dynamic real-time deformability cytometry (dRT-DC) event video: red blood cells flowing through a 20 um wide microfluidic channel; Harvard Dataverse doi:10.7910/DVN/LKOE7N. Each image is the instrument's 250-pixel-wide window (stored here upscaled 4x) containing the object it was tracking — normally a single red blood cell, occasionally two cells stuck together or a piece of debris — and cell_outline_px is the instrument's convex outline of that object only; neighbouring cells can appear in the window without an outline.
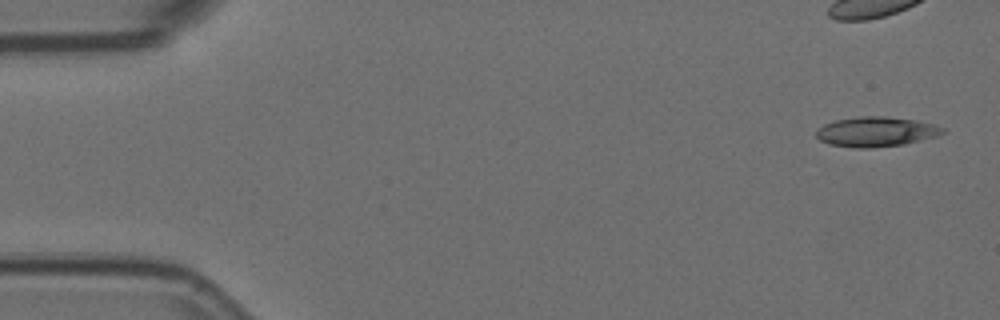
{"species": "Egyptian fruit bat (a non-hibernating species)", "species_latin": "Rousettus aegyptiacus", "temperature_condition": "room temperature", "stored_images_in_passage": 6, "camera_frame_rate_fps": 3000, "um_per_image_px": 0.085, "animal": {"sex": "female"}, "frame": {"image": 1, "passage_image": 1, "time_ms": 0.0, "image_size_px": [1000, 320], "cell_outline_px": [[948, 132], [936, 136], [904, 144], [872, 148], [856, 148], [828, 144], [820, 140], [816, 136], [816, 132], [824, 124], [836, 120], [860, 116], [884, 116], [916, 120], [932, 124], [944, 128]], "centroid_in_image_um": [74.47, 11.2], "position_along_channel_um": 10.5, "area_um2": 21.96}}